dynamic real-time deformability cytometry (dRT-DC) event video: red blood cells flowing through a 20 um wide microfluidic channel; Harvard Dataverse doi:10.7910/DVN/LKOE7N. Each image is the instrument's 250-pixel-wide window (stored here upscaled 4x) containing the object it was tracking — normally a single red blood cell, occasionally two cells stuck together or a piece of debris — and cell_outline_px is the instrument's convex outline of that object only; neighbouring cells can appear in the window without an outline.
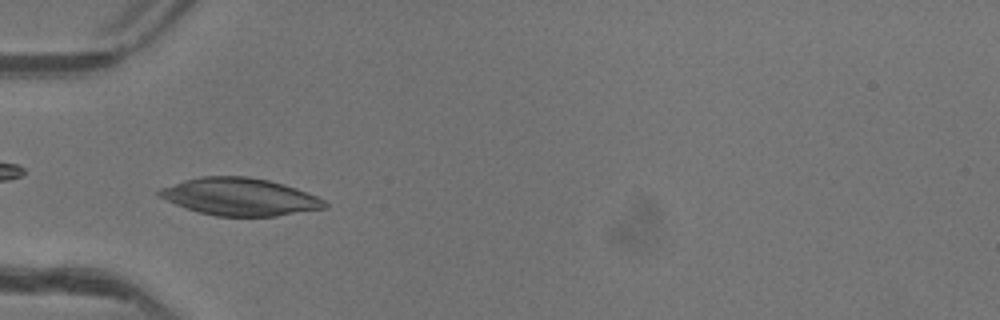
{"species": "common noctule bat (a hibernating species)", "species_latin": "Nyctalus noctula", "temperature_condition": "warm", "stored_images_in_passage": 9, "camera_frame_rate_fps": 3000, "um_per_image_px": 0.085, "animal": {"sex": "female"}, "frame": {"image": 1, "passage_image": 4, "time_ms": 1.0, "image_size_px": [1000, 320], "cell_outline_px": [[328, 208], [276, 216], [216, 216], [196, 212], [176, 204], [160, 196], [156, 192], [160, 188], [184, 180], [200, 176], [248, 176], [268, 180], [284, 184], [308, 192], [324, 200], [328, 204]], "centroid_in_image_um": [20.41, 16.73], "position_along_channel_um": 64.6, "area_um2": 36.13}}
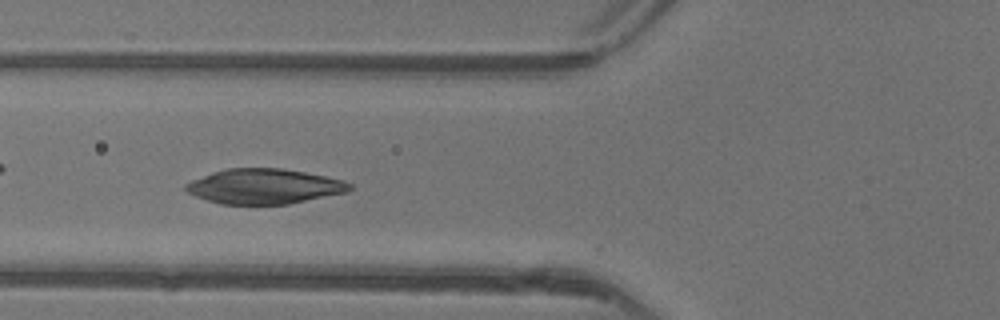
{"frame": {"image": 2, "passage_image": 7, "time_ms": 2.0, "image_size_px": [1000, 320], "cell_outline_px": [[352, 188], [348, 192], [288, 204], [220, 204], [196, 196], [188, 192], [184, 188], [184, 184], [192, 180], [212, 172], [228, 168], [280, 168], [304, 172], [344, 180], [352, 184]], "centroid_in_image_um": [22.46, 15.84], "position_along_channel_um": 103.3, "area_um2": 33.35}}